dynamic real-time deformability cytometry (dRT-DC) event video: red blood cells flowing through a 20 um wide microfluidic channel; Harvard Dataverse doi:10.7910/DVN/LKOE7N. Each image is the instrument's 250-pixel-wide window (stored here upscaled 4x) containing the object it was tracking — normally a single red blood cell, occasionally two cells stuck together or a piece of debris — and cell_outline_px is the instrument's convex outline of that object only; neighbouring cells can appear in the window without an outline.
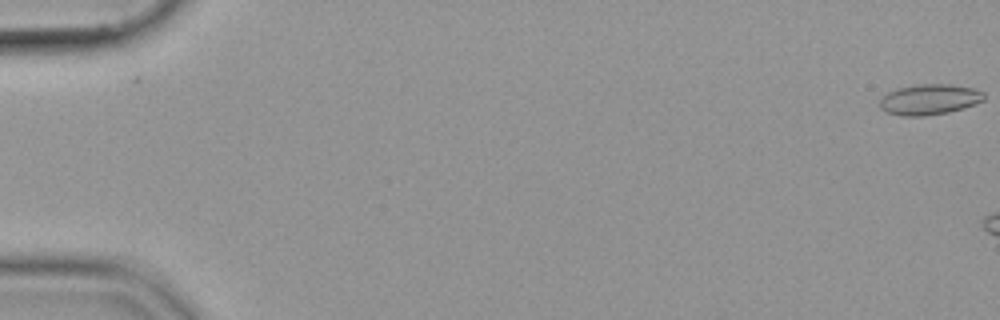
{"species": "common noctule bat (a hibernating species)", "species_latin": "Nyctalus noctula", "temperature_condition": "cold", "stored_images_in_passage": 11, "camera_frame_rate_fps": 3000, "um_per_image_px": 0.085, "animal": {"sex": "female", "body_mass_g": 19.9}, "frame": {"image": 1, "passage_image": 1, "time_ms": 0.0, "image_size_px": [1000, 320], "cell_outline_px": [[984, 100], [976, 104], [964, 108], [948, 112], [924, 116], [900, 116], [888, 112], [880, 108], [880, 100], [888, 92], [896, 88], [920, 84], [948, 84], [972, 88], [984, 92]], "centroid_in_image_um": [79.01, 8.46], "position_along_channel_um": 6.0, "area_um2": 18.55}}